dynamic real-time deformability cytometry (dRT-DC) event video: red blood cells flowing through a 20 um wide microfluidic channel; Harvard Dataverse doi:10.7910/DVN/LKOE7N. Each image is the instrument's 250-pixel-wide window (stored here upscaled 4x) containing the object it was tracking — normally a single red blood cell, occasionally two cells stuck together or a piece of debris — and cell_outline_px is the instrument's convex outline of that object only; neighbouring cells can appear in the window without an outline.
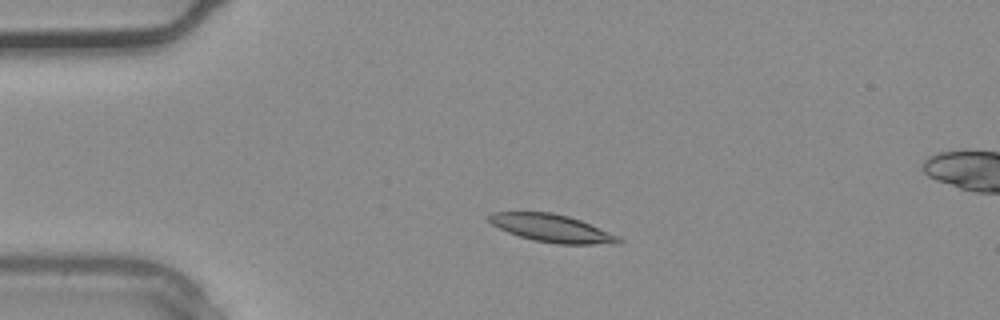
{"species": "common noctule bat (a hibernating species)", "species_latin": "Nyctalus noctula", "temperature_condition": "warm", "stored_images_in_passage": 35, "camera_frame_rate_fps": 3000, "um_per_image_px": 0.085, "animal": {"sex": "male", "body_mass_g": 20.4}, "frame": {"image": 1, "passage_image": 6, "time_ms": 1.667, "image_size_px": [1000, 320], "cell_outline_px": [[624, 240], [620, 244], [560, 244], [532, 240], [508, 232], [492, 224], [488, 220], [488, 216], [492, 212], [552, 212], [568, 216], [580, 220], [620, 236]], "centroid_in_image_um": [46.96, 19.41], "position_along_channel_um": 38.0, "area_um2": 20.92}}
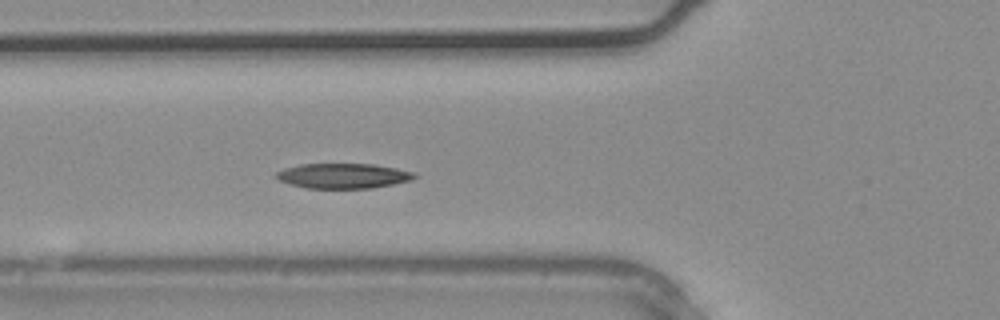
{"frame": {"image": 2, "passage_image": 11, "time_ms": 3.333, "image_size_px": [1000, 320], "cell_outline_px": [[420, 176], [412, 180], [372, 188], [308, 188], [292, 184], [280, 180], [272, 176], [276, 172], [284, 168], [300, 164], [372, 164], [396, 168], [416, 172]], "centroid_in_image_um": [29.2, 14.94], "position_along_channel_um": 96.6, "area_um2": 20.23}}